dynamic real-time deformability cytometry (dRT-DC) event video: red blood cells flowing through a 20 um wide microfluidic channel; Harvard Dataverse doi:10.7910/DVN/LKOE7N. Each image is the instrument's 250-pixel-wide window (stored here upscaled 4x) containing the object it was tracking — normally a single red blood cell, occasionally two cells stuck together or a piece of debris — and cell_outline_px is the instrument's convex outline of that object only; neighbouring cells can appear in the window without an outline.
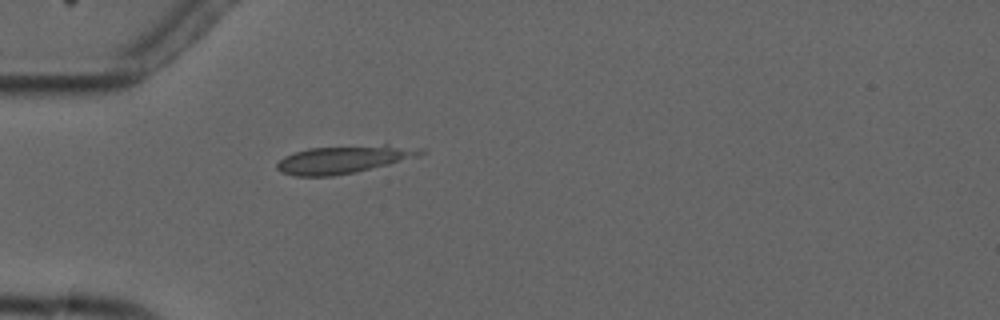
{"species": "common noctule bat (a hibernating species)", "species_latin": "Nyctalus noctula", "temperature_condition": "cold", "stored_images_in_passage": 3, "camera_frame_rate_fps": 3000, "um_per_image_px": 0.085, "animal": {"sex": "male", "forearm_length_mm": 52.5}, "frame": {"image": 1, "passage_image": 3, "time_ms": 3.667, "image_size_px": [1000, 320], "cell_outline_px": [[428, 152], [416, 156], [388, 164], [356, 172], [332, 176], [296, 176], [280, 172], [276, 168], [276, 164], [284, 156], [308, 148], [384, 144], [388, 144], [424, 148]], "centroid_in_image_um": [29.23, 13.54], "position_along_channel_um": 55.8, "area_um2": 23.29}}